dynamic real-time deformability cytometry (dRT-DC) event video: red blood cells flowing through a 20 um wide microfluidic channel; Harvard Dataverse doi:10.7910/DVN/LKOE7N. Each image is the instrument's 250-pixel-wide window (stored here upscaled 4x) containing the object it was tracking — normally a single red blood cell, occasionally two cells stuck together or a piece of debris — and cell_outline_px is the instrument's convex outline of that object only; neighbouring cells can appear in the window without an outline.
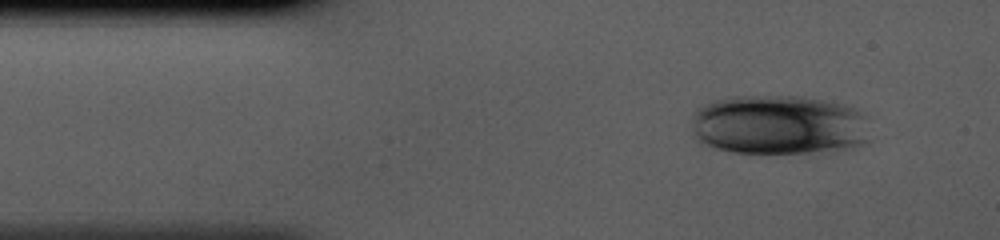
{"species": "human", "species_latin": "Homo sapiens", "temperature_condition": "cold", "stored_images_in_passage": 38, "camera_frame_rate_fps": 3000, "um_per_image_px": 0.085, "donor": {"sex": "male"}, "frame": {"image": 1, "passage_image": 1, "time_ms": 0.0, "image_size_px": [1000, 240], "cell_outline_px": [[868, 140], [852, 148], [808, 152], [732, 152], [700, 144], [696, 140], [692, 132], [692, 116], [704, 104], [712, 100], [732, 96], [796, 96], [824, 100], [844, 104], [852, 108], [860, 116]], "centroid_in_image_um": [66.07, 10.61], "position_along_channel_um": 18.9, "area_um2": 61.5}}
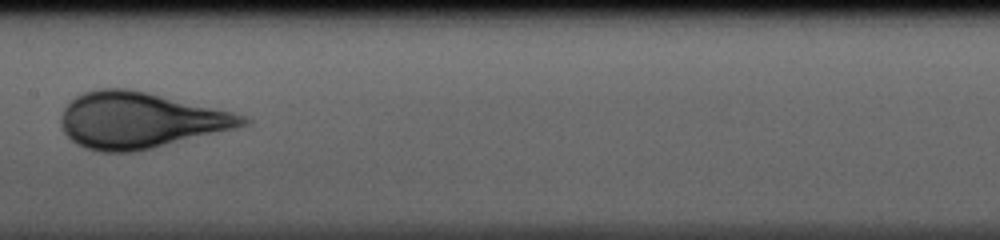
{"frame": {"image": 2, "passage_image": 17, "time_ms": 5.333, "image_size_px": [1000, 240], "cell_outline_px": [[252, 124], [236, 128], [136, 152], [100, 152], [84, 148], [76, 144], [64, 132], [60, 124], [60, 116], [64, 108], [76, 96], [84, 92], [96, 88], [128, 88], [232, 112], [244, 116], [252, 120]], "centroid_in_image_um": [11.87, 10.23], "position_along_channel_um": 195.5, "area_um2": 59.19}}
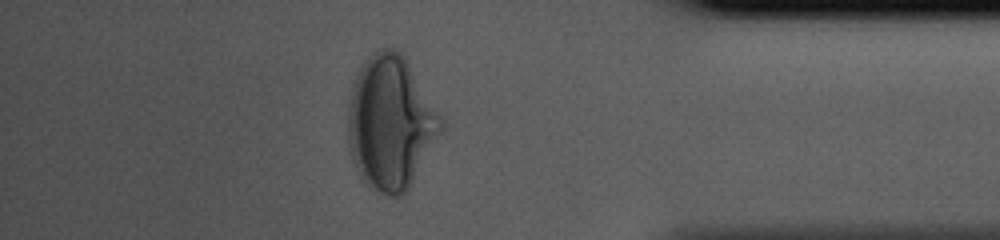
{"frame": {"image": 3, "passage_image": 33, "time_ms": 10.667, "image_size_px": [1000, 240], "cell_outline_px": [[444, 128], [408, 188], [400, 196], [388, 196], [364, 184], [352, 160], [348, 136], [348, 104], [352, 84], [364, 60], [368, 56], [376, 52], [388, 48], [396, 48], [404, 56], [444, 120]], "centroid_in_image_um": [33.19, 10.43], "position_along_channel_um": 402.0, "area_um2": 72.02}}